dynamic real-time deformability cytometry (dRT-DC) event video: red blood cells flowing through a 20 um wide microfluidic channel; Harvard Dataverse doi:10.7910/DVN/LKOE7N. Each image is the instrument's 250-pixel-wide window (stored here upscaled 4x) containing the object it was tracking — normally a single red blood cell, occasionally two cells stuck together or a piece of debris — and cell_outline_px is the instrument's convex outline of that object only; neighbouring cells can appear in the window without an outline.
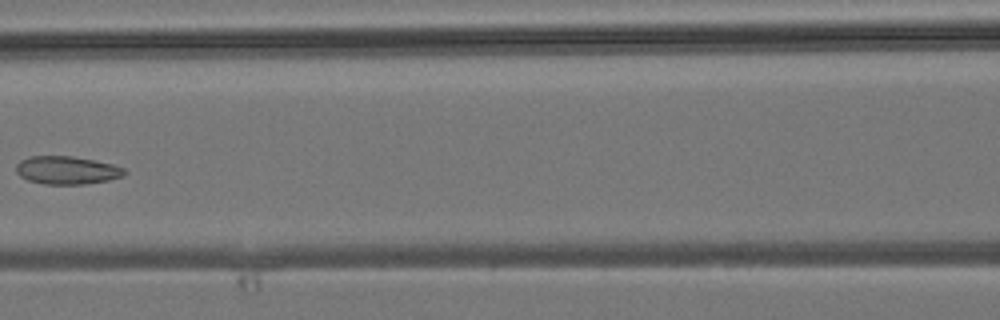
{"species": "common noctule bat (a hibernating species)", "species_latin": "Nyctalus noctula", "temperature_condition": "room temperature", "stored_images_in_passage": 6, "camera_frame_rate_fps": 3000, "um_per_image_px": 0.085, "animal": {"sex": "male", "body_mass_g": 19.2, "forearm_length_mm": 51.8}, "frame": {"image": 1, "passage_image": 6, "time_ms": 6.0, "image_size_px": [1000, 320], "cell_outline_px": [[128, 172], [124, 176], [108, 180], [84, 184], [44, 184], [28, 180], [20, 176], [16, 172], [16, 164], [20, 160], [28, 156], [72, 156], [96, 160], [112, 164], [124, 168]], "centroid_in_image_um": [5.69, 14.46], "position_along_channel_um": 160.9, "area_um2": 17.86}}